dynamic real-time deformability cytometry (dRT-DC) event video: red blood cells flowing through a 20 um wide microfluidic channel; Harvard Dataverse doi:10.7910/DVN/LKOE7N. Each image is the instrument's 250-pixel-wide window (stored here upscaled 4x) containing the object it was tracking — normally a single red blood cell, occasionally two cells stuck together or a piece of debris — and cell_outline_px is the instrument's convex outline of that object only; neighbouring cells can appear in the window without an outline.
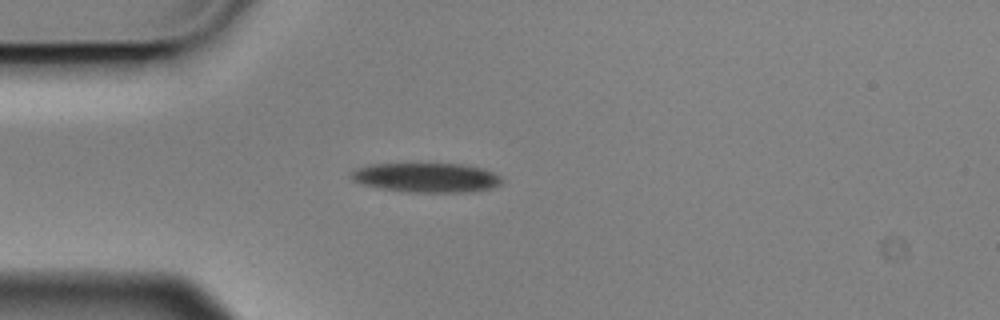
{"species": "Egyptian fruit bat (a non-hibernating species)", "species_latin": "Rousettus aegyptiacus", "temperature_condition": "cold", "stored_images_in_passage": 5, "camera_frame_rate_fps": 3000, "um_per_image_px": 0.085, "animal": {"sex": "male"}, "frame": {"image": 1, "passage_image": 4, "time_ms": 1.0, "image_size_px": [1000, 320], "cell_outline_px": [[504, 180], [500, 184], [492, 188], [460, 192], [416, 192], [384, 188], [360, 184], [352, 180], [348, 176], [356, 168], [372, 164], [464, 164], [484, 168], [500, 176]], "centroid_in_image_um": [36.25, 15.08], "position_along_channel_um": 48.7, "area_um2": 25.66}}